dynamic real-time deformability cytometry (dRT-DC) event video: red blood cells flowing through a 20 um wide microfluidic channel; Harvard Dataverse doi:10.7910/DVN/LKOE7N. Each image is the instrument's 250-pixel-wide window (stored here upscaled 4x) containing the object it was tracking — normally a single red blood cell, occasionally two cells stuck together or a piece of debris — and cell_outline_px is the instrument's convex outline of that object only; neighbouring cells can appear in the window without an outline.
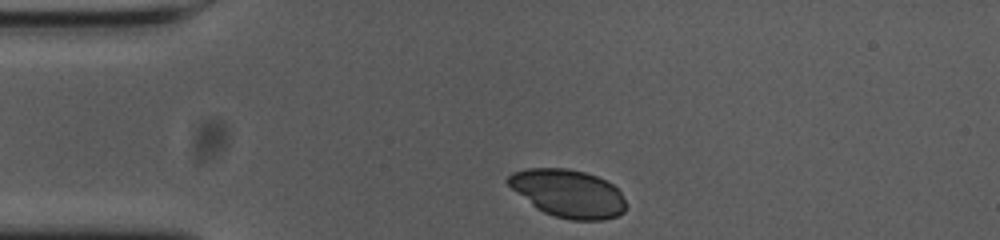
{"species": "common noctule bat (a hibernating species)", "species_latin": "Nyctalus noctula", "temperature_condition": "cold", "stored_images_in_passage": 34, "camera_frame_rate_fps": 3000, "um_per_image_px": 0.085, "animal": {"sex": "female", "body_mass_g": 23.0, "forearm_length_mm": 53.4}, "frame": {"image": 1, "passage_image": 1, "time_ms": 0.0, "image_size_px": [1000, 240], "cell_outline_px": [[624, 212], [616, 216], [604, 220], [572, 220], [552, 216], [536, 208], [516, 192], [504, 180], [512, 172], [528, 168], [568, 168], [584, 172], [596, 176], [612, 184], [620, 192], [624, 200]], "centroid_in_image_um": [48.26, 16.43], "position_along_channel_um": 36.7, "area_um2": 32.71}}